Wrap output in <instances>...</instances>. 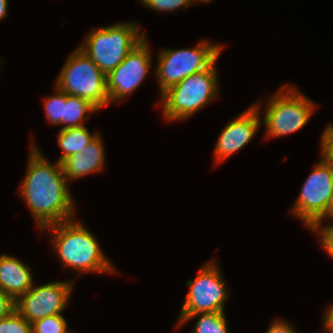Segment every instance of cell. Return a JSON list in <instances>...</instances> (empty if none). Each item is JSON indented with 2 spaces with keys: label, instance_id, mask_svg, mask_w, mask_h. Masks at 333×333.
I'll return each instance as SVG.
<instances>
[{
  "label": "cell",
  "instance_id": "obj_18",
  "mask_svg": "<svg viewBox=\"0 0 333 333\" xmlns=\"http://www.w3.org/2000/svg\"><path fill=\"white\" fill-rule=\"evenodd\" d=\"M55 94L45 97L43 107L45 117L49 123L53 125L62 126V119L64 118V104H66V93L54 88Z\"/></svg>",
  "mask_w": 333,
  "mask_h": 333
},
{
  "label": "cell",
  "instance_id": "obj_17",
  "mask_svg": "<svg viewBox=\"0 0 333 333\" xmlns=\"http://www.w3.org/2000/svg\"><path fill=\"white\" fill-rule=\"evenodd\" d=\"M199 317L193 326L192 333H229L225 312L199 313L187 316L178 326Z\"/></svg>",
  "mask_w": 333,
  "mask_h": 333
},
{
  "label": "cell",
  "instance_id": "obj_10",
  "mask_svg": "<svg viewBox=\"0 0 333 333\" xmlns=\"http://www.w3.org/2000/svg\"><path fill=\"white\" fill-rule=\"evenodd\" d=\"M74 282L54 281L33 286L15 301V310L31 324L39 319L62 314L68 306Z\"/></svg>",
  "mask_w": 333,
  "mask_h": 333
},
{
  "label": "cell",
  "instance_id": "obj_20",
  "mask_svg": "<svg viewBox=\"0 0 333 333\" xmlns=\"http://www.w3.org/2000/svg\"><path fill=\"white\" fill-rule=\"evenodd\" d=\"M0 333H32V324L16 310L0 319Z\"/></svg>",
  "mask_w": 333,
  "mask_h": 333
},
{
  "label": "cell",
  "instance_id": "obj_1",
  "mask_svg": "<svg viewBox=\"0 0 333 333\" xmlns=\"http://www.w3.org/2000/svg\"><path fill=\"white\" fill-rule=\"evenodd\" d=\"M26 175L19 194L34 217L39 230L75 218V202L62 165L54 164L32 144Z\"/></svg>",
  "mask_w": 333,
  "mask_h": 333
},
{
  "label": "cell",
  "instance_id": "obj_2",
  "mask_svg": "<svg viewBox=\"0 0 333 333\" xmlns=\"http://www.w3.org/2000/svg\"><path fill=\"white\" fill-rule=\"evenodd\" d=\"M50 233L53 250L64 267L78 274L115 273L116 269L101 249L97 238L82 222L71 219L40 230Z\"/></svg>",
  "mask_w": 333,
  "mask_h": 333
},
{
  "label": "cell",
  "instance_id": "obj_9",
  "mask_svg": "<svg viewBox=\"0 0 333 333\" xmlns=\"http://www.w3.org/2000/svg\"><path fill=\"white\" fill-rule=\"evenodd\" d=\"M217 262L204 263L195 279L188 280V294L180 311L177 326L189 315L224 312L228 287Z\"/></svg>",
  "mask_w": 333,
  "mask_h": 333
},
{
  "label": "cell",
  "instance_id": "obj_14",
  "mask_svg": "<svg viewBox=\"0 0 333 333\" xmlns=\"http://www.w3.org/2000/svg\"><path fill=\"white\" fill-rule=\"evenodd\" d=\"M29 264L20 259L0 254V290L16 301L34 284Z\"/></svg>",
  "mask_w": 333,
  "mask_h": 333
},
{
  "label": "cell",
  "instance_id": "obj_6",
  "mask_svg": "<svg viewBox=\"0 0 333 333\" xmlns=\"http://www.w3.org/2000/svg\"><path fill=\"white\" fill-rule=\"evenodd\" d=\"M222 46L203 39L193 48L161 49L154 72L160 96L186 77L208 69L220 57Z\"/></svg>",
  "mask_w": 333,
  "mask_h": 333
},
{
  "label": "cell",
  "instance_id": "obj_15",
  "mask_svg": "<svg viewBox=\"0 0 333 333\" xmlns=\"http://www.w3.org/2000/svg\"><path fill=\"white\" fill-rule=\"evenodd\" d=\"M99 132L90 133L86 126L60 129L58 133V145L62 150L58 162L62 163L67 157L81 152Z\"/></svg>",
  "mask_w": 333,
  "mask_h": 333
},
{
  "label": "cell",
  "instance_id": "obj_21",
  "mask_svg": "<svg viewBox=\"0 0 333 333\" xmlns=\"http://www.w3.org/2000/svg\"><path fill=\"white\" fill-rule=\"evenodd\" d=\"M144 6L159 12H173L193 5L192 0H140Z\"/></svg>",
  "mask_w": 333,
  "mask_h": 333
},
{
  "label": "cell",
  "instance_id": "obj_5",
  "mask_svg": "<svg viewBox=\"0 0 333 333\" xmlns=\"http://www.w3.org/2000/svg\"><path fill=\"white\" fill-rule=\"evenodd\" d=\"M262 125L265 136L281 137L300 130L310 120L317 105L293 85L285 84L266 101Z\"/></svg>",
  "mask_w": 333,
  "mask_h": 333
},
{
  "label": "cell",
  "instance_id": "obj_7",
  "mask_svg": "<svg viewBox=\"0 0 333 333\" xmlns=\"http://www.w3.org/2000/svg\"><path fill=\"white\" fill-rule=\"evenodd\" d=\"M54 87L89 100L99 110L109 105L106 74L77 47L64 62Z\"/></svg>",
  "mask_w": 333,
  "mask_h": 333
},
{
  "label": "cell",
  "instance_id": "obj_12",
  "mask_svg": "<svg viewBox=\"0 0 333 333\" xmlns=\"http://www.w3.org/2000/svg\"><path fill=\"white\" fill-rule=\"evenodd\" d=\"M260 102H256L244 110L240 116L230 121L219 134L214 149L215 165L245 147L256 135L261 127Z\"/></svg>",
  "mask_w": 333,
  "mask_h": 333
},
{
  "label": "cell",
  "instance_id": "obj_11",
  "mask_svg": "<svg viewBox=\"0 0 333 333\" xmlns=\"http://www.w3.org/2000/svg\"><path fill=\"white\" fill-rule=\"evenodd\" d=\"M151 51L145 37L126 58L106 75L109 104L132 94L146 79L152 67Z\"/></svg>",
  "mask_w": 333,
  "mask_h": 333
},
{
  "label": "cell",
  "instance_id": "obj_3",
  "mask_svg": "<svg viewBox=\"0 0 333 333\" xmlns=\"http://www.w3.org/2000/svg\"><path fill=\"white\" fill-rule=\"evenodd\" d=\"M216 62L208 69L186 77L160 96V106L166 121L189 119L218 97Z\"/></svg>",
  "mask_w": 333,
  "mask_h": 333
},
{
  "label": "cell",
  "instance_id": "obj_24",
  "mask_svg": "<svg viewBox=\"0 0 333 333\" xmlns=\"http://www.w3.org/2000/svg\"><path fill=\"white\" fill-rule=\"evenodd\" d=\"M266 333H298L297 330L291 326L288 320H281V318L274 319L268 326Z\"/></svg>",
  "mask_w": 333,
  "mask_h": 333
},
{
  "label": "cell",
  "instance_id": "obj_13",
  "mask_svg": "<svg viewBox=\"0 0 333 333\" xmlns=\"http://www.w3.org/2000/svg\"><path fill=\"white\" fill-rule=\"evenodd\" d=\"M101 134H98L92 142L81 152L67 157L62 163V169L67 182L75 181L81 177L101 172L105 168L106 153Z\"/></svg>",
  "mask_w": 333,
  "mask_h": 333
},
{
  "label": "cell",
  "instance_id": "obj_4",
  "mask_svg": "<svg viewBox=\"0 0 333 333\" xmlns=\"http://www.w3.org/2000/svg\"><path fill=\"white\" fill-rule=\"evenodd\" d=\"M140 31V25L134 22L91 29L78 47L107 75L146 37Z\"/></svg>",
  "mask_w": 333,
  "mask_h": 333
},
{
  "label": "cell",
  "instance_id": "obj_19",
  "mask_svg": "<svg viewBox=\"0 0 333 333\" xmlns=\"http://www.w3.org/2000/svg\"><path fill=\"white\" fill-rule=\"evenodd\" d=\"M67 321L63 314H56L32 323V333H68Z\"/></svg>",
  "mask_w": 333,
  "mask_h": 333
},
{
  "label": "cell",
  "instance_id": "obj_8",
  "mask_svg": "<svg viewBox=\"0 0 333 333\" xmlns=\"http://www.w3.org/2000/svg\"><path fill=\"white\" fill-rule=\"evenodd\" d=\"M320 156L290 209L309 230L325 217L333 196V164Z\"/></svg>",
  "mask_w": 333,
  "mask_h": 333
},
{
  "label": "cell",
  "instance_id": "obj_29",
  "mask_svg": "<svg viewBox=\"0 0 333 333\" xmlns=\"http://www.w3.org/2000/svg\"><path fill=\"white\" fill-rule=\"evenodd\" d=\"M193 1V3H198V2H202V3H205L206 2V4L208 3V2H210V1H212V0H192Z\"/></svg>",
  "mask_w": 333,
  "mask_h": 333
},
{
  "label": "cell",
  "instance_id": "obj_26",
  "mask_svg": "<svg viewBox=\"0 0 333 333\" xmlns=\"http://www.w3.org/2000/svg\"><path fill=\"white\" fill-rule=\"evenodd\" d=\"M323 330L325 333H333V303L327 308L323 317Z\"/></svg>",
  "mask_w": 333,
  "mask_h": 333
},
{
  "label": "cell",
  "instance_id": "obj_16",
  "mask_svg": "<svg viewBox=\"0 0 333 333\" xmlns=\"http://www.w3.org/2000/svg\"><path fill=\"white\" fill-rule=\"evenodd\" d=\"M99 111L89 100L66 94V104H64V118L62 128L69 129L84 125L88 120V115Z\"/></svg>",
  "mask_w": 333,
  "mask_h": 333
},
{
  "label": "cell",
  "instance_id": "obj_22",
  "mask_svg": "<svg viewBox=\"0 0 333 333\" xmlns=\"http://www.w3.org/2000/svg\"><path fill=\"white\" fill-rule=\"evenodd\" d=\"M321 155L333 164V124H329L321 135Z\"/></svg>",
  "mask_w": 333,
  "mask_h": 333
},
{
  "label": "cell",
  "instance_id": "obj_27",
  "mask_svg": "<svg viewBox=\"0 0 333 333\" xmlns=\"http://www.w3.org/2000/svg\"><path fill=\"white\" fill-rule=\"evenodd\" d=\"M325 219H332V221L330 224H326V226H324L322 225V222ZM332 226H333V196L328 212L326 213L325 217L315 227H332Z\"/></svg>",
  "mask_w": 333,
  "mask_h": 333
},
{
  "label": "cell",
  "instance_id": "obj_23",
  "mask_svg": "<svg viewBox=\"0 0 333 333\" xmlns=\"http://www.w3.org/2000/svg\"><path fill=\"white\" fill-rule=\"evenodd\" d=\"M310 231L320 235V245L322 249L333 259V226L332 227H314Z\"/></svg>",
  "mask_w": 333,
  "mask_h": 333
},
{
  "label": "cell",
  "instance_id": "obj_25",
  "mask_svg": "<svg viewBox=\"0 0 333 333\" xmlns=\"http://www.w3.org/2000/svg\"><path fill=\"white\" fill-rule=\"evenodd\" d=\"M15 310V301L0 290V319L8 316Z\"/></svg>",
  "mask_w": 333,
  "mask_h": 333
},
{
  "label": "cell",
  "instance_id": "obj_28",
  "mask_svg": "<svg viewBox=\"0 0 333 333\" xmlns=\"http://www.w3.org/2000/svg\"><path fill=\"white\" fill-rule=\"evenodd\" d=\"M8 11V0H0V21L5 19Z\"/></svg>",
  "mask_w": 333,
  "mask_h": 333
}]
</instances>
